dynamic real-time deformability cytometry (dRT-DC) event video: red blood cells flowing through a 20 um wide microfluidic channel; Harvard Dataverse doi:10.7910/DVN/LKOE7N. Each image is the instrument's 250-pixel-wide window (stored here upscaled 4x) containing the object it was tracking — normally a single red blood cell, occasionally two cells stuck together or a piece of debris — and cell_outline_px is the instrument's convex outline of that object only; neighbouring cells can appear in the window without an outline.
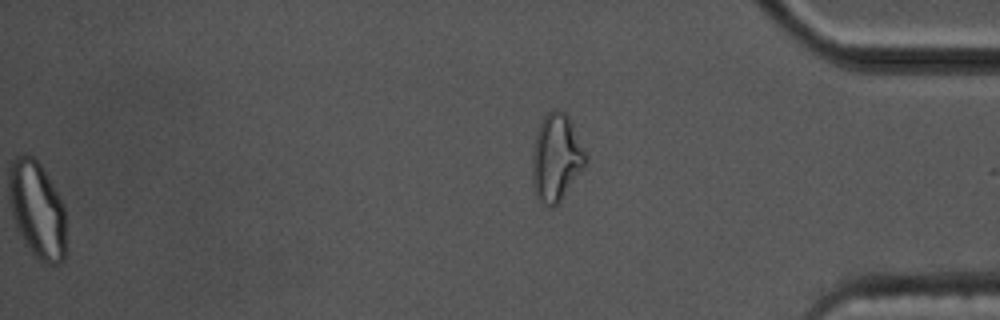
{"species": "common noctule bat (a hibernating species)", "species_latin": "Nyctalus noctula", "temperature_condition": "cold", "stored_images_in_passage": 57, "segment_of_instrument_passage": [2, 2], "camera_frame_rate_fps": 3000, "um_per_image_px": 0.085, "animal": {"sex": "male", "body_mass_g": 17.5, "forearm_length_mm": 52.3}, "frame": {"image": 1, "passage_image": 57, "time_ms": 18.667, "image_size_px": [1000, 320], "cell_outline_px": [[588, 160], [584, 168], [560, 200], [552, 208], [544, 204], [536, 196], [532, 188], [532, 152], [536, 132], [544, 116], [552, 108], [556, 108], [564, 112], [568, 116], [588, 156]], "centroid_in_image_um": [47.27, 13.39], "position_along_channel_um": 387.9, "area_um2": 27.28}}